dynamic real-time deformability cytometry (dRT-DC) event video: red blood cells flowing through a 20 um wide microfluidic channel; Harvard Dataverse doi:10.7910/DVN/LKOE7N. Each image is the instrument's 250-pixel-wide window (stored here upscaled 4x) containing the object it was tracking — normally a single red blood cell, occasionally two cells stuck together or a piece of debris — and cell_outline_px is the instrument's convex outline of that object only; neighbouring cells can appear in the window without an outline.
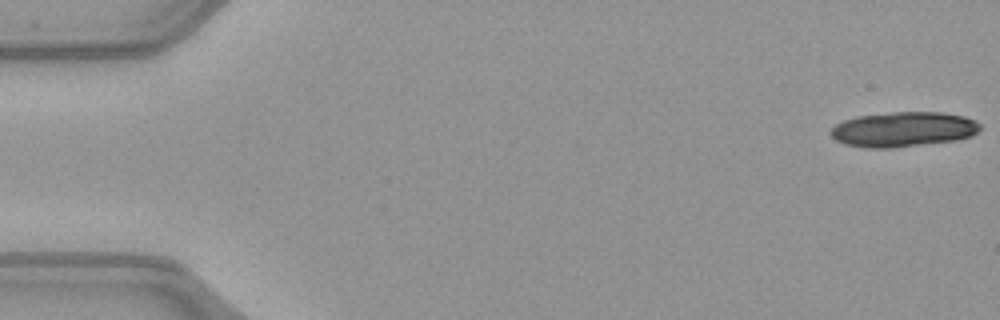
{"species": "common noctule bat (a hibernating species)", "species_latin": "Nyctalus noctula", "temperature_condition": "warm", "stored_images_in_passage": 18, "camera_frame_rate_fps": 3000, "um_per_image_px": 0.085, "animal": {"sex": "female", "body_mass_g": 21.9}, "frame": {"image": 1, "passage_image": 1, "time_ms": 0.0, "image_size_px": [1000, 320], "cell_outline_px": [[980, 128], [972, 136], [956, 140], [892, 148], [864, 148], [844, 144], [836, 140], [828, 132], [836, 124], [844, 120], [856, 116], [892, 112], [940, 112], [964, 116], [976, 120], [980, 124]], "centroid_in_image_um": [76.76, 10.99], "position_along_channel_um": 8.2, "area_um2": 30.58}}
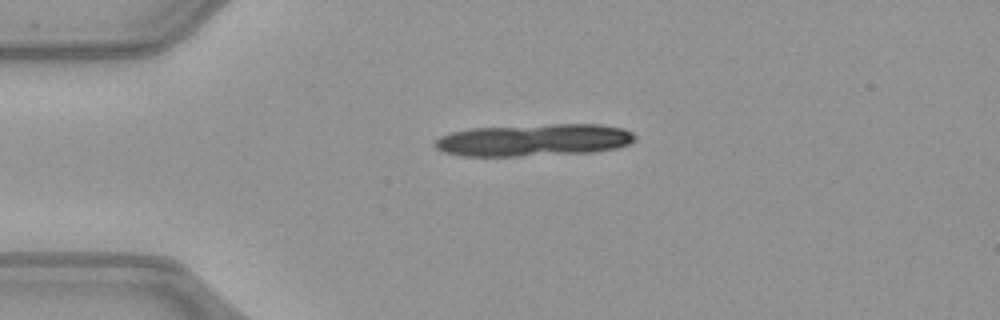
{"frame": {"image": 2, "passage_image": 12, "time_ms": 3.667, "image_size_px": [1000, 320], "cell_outline_px": [[636, 136], [628, 144], [616, 148], [592, 152], [520, 156], [460, 156], [440, 152], [432, 144], [440, 136], [452, 132], [472, 128], [552, 124], [600, 124], [624, 128], [632, 132]], "centroid_in_image_um": [45.33, 11.91], "position_along_channel_um": 39.7, "area_um2": 37.74}}